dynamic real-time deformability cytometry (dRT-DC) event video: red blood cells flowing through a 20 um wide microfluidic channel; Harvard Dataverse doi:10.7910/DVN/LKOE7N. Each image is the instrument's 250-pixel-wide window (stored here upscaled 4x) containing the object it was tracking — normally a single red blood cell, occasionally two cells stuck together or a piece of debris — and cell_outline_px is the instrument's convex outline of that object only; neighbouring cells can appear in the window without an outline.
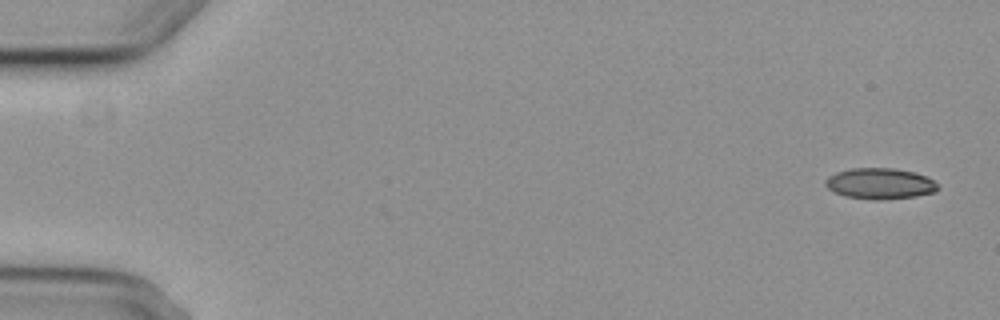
{"species": "common noctule bat (a hibernating species)", "species_latin": "Nyctalus noctula", "temperature_condition": "cold", "stored_images_in_passage": 9, "camera_frame_rate_fps": 3000, "um_per_image_px": 0.085, "animal": {"sex": "female", "body_mass_g": 29.2, "forearm_length_mm": 56.3}, "frame": {"image": 1, "passage_image": 1, "time_ms": 0.0, "image_size_px": [1000, 320], "cell_outline_px": [[936, 192], [916, 196], [880, 200], [872, 200], [844, 196], [828, 188], [824, 184], [824, 180], [828, 176], [836, 172], [852, 168], [892, 168], [916, 172], [928, 176], [936, 184]], "centroid_in_image_um": [74.78, 15.6], "position_along_channel_um": 10.2, "area_um2": 20.35}}
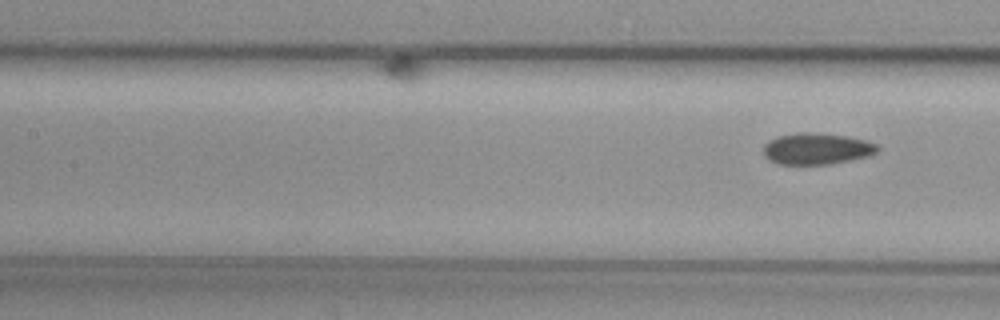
{"frame": {"image": 2, "passage_image": 9, "time_ms": 10.333, "image_size_px": [1000, 320], "cell_outline_px": [[880, 148], [876, 152], [868, 156], [832, 164], [776, 164], [768, 160], [764, 156], [764, 144], [768, 140], [776, 136], [800, 132], [804, 132], [848, 136], [864, 140], [876, 144]], "centroid_in_image_um": [69.38, 12.65], "position_along_channel_um": 138.0, "area_um2": 20.92}}